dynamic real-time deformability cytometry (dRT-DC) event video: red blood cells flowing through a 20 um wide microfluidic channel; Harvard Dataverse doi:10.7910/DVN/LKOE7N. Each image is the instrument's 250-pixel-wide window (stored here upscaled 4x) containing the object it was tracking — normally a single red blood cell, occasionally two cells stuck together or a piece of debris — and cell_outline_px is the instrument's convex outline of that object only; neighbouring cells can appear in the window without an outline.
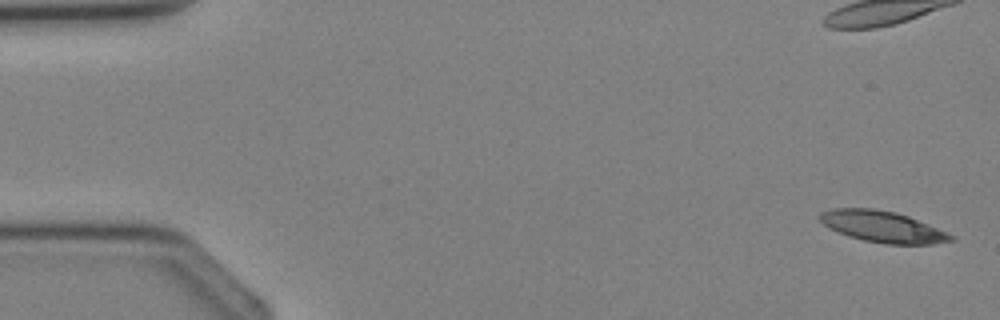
{"species": "Egyptian fruit bat (a non-hibernating species)", "species_latin": "Rousettus aegyptiacus", "temperature_condition": "cold", "stored_images_in_passage": 4, "camera_frame_rate_fps": 3000, "um_per_image_px": 0.085, "animal": {"sex": "female"}, "frame": {"image": 1, "passage_image": 1, "time_ms": 0.0, "image_size_px": [1000, 320], "cell_outline_px": [[956, 240], [932, 244], [884, 244], [864, 240], [848, 236], [824, 224], [816, 216], [820, 212], [832, 208], [872, 208], [896, 212], [908, 216], [956, 236]], "centroid_in_image_um": [75.02, 19.26], "position_along_channel_um": 10.0, "area_um2": 23.81}}